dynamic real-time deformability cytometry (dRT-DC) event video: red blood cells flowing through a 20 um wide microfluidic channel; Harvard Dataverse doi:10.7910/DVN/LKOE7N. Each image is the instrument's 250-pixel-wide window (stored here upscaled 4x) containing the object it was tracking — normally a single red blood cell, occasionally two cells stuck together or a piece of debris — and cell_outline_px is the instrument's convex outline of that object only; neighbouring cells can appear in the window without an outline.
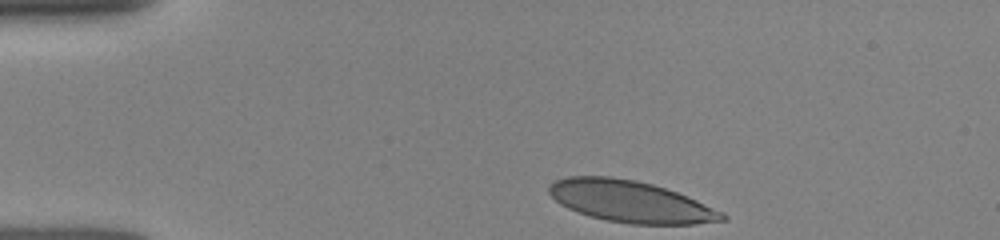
{"species": "human", "species_latin": "Homo sapiens", "temperature_condition": "room temperature", "stored_images_in_passage": 31, "camera_frame_rate_fps": 3000, "um_per_image_px": 0.085, "donor": {"sex": "female"}, "frame": {"image": 1, "passage_image": 1, "time_ms": 0.0, "image_size_px": [1000, 240], "cell_outline_px": [[728, 220], [692, 224], [632, 224], [604, 220], [588, 216], [576, 212], [560, 204], [548, 192], [548, 188], [556, 180], [568, 176], [608, 176], [636, 180], [652, 184], [676, 192], [696, 200], [724, 212], [728, 216]], "centroid_in_image_um": [53.59, 17.14], "position_along_channel_um": 31.4, "area_um2": 41.96}}
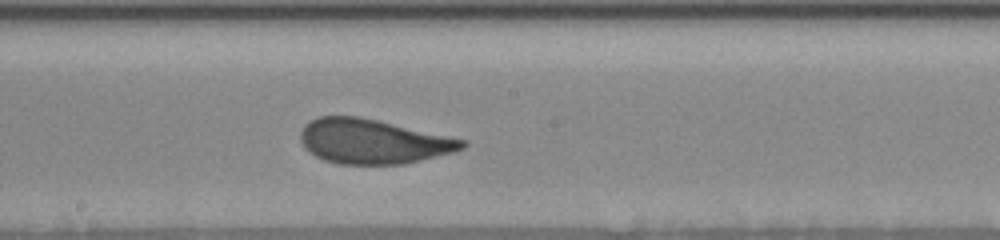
{"frame": {"image": 2, "passage_image": 18, "time_ms": 6.0, "image_size_px": [1000, 240], "cell_outline_px": [[468, 144], [464, 148], [456, 152], [404, 164], [340, 164], [324, 160], [308, 152], [304, 148], [300, 140], [300, 132], [304, 124], [320, 116], [360, 116], [468, 140]], "centroid_in_image_um": [31.72, 12.02], "position_along_channel_um": 216.5, "area_um2": 42.37}}
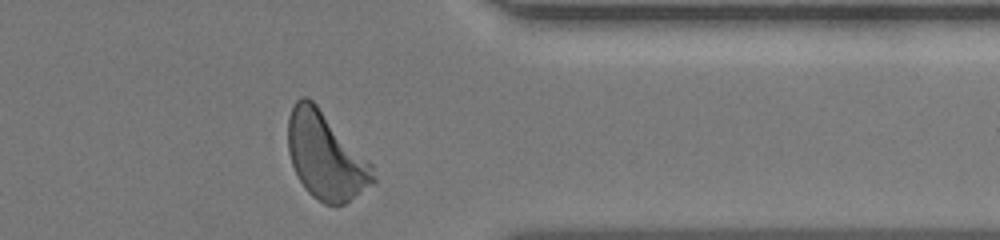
{"frame": {"image": 3, "passage_image": 31, "time_ms": 10.333, "image_size_px": [1000, 240], "cell_outline_px": [[376, 184], [344, 204], [324, 204], [312, 196], [304, 188], [292, 164], [288, 152], [288, 116], [296, 100], [300, 96], [308, 96], [316, 104], [372, 164], [376, 176]], "centroid_in_image_um": [27.69, 13.27], "position_along_channel_um": 383.7, "area_um2": 43.06}}